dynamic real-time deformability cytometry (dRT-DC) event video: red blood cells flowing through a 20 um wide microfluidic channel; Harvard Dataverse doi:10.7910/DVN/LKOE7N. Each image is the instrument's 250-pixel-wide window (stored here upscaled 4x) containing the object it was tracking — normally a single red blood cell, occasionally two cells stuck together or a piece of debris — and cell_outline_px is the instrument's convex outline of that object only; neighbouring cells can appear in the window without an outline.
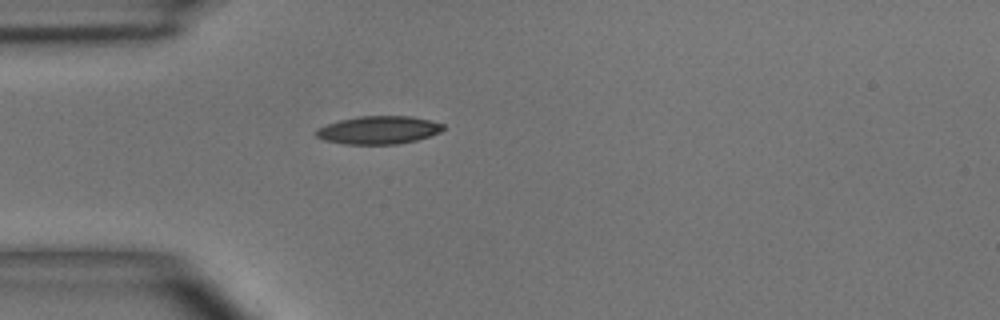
{"species": "common noctule bat (a hibernating species)", "species_latin": "Nyctalus noctula", "temperature_condition": "room temperature", "stored_images_in_passage": 1, "camera_frame_rate_fps": 3000, "um_per_image_px": 0.085, "animal": {"sex": "male", "body_mass_g": 15.6}, "frame": {"image": 1, "passage_image": 1, "time_ms": 0.0, "image_size_px": [1000, 320], "cell_outline_px": [[444, 128], [440, 132], [416, 140], [396, 144], [344, 144], [324, 140], [316, 136], [316, 128], [340, 120], [360, 116], [412, 116], [432, 120], [444, 124]], "centroid_in_image_um": [32.19, 11.05], "position_along_channel_um": 52.8, "area_um2": 20.69}}